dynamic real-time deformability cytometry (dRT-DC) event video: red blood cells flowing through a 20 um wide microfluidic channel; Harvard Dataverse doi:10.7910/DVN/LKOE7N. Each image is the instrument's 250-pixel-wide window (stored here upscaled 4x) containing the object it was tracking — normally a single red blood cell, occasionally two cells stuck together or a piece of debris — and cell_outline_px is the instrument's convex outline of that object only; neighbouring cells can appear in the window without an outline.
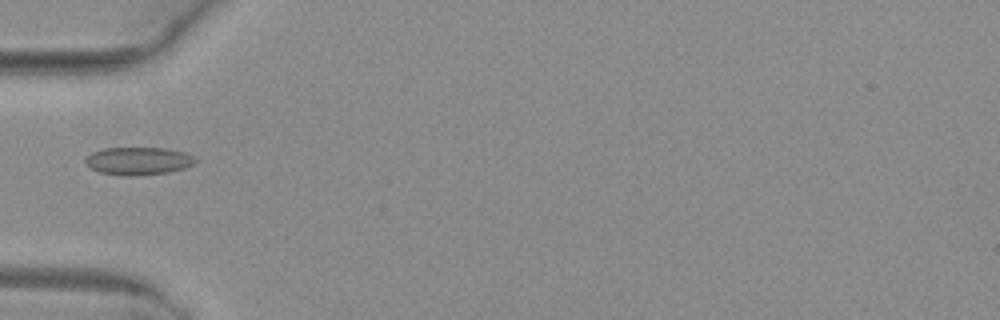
{"species": "common noctule bat (a hibernating species)", "species_latin": "Nyctalus noctula", "temperature_condition": "warm", "stored_images_in_passage": 5, "camera_frame_rate_fps": 3000, "um_per_image_px": 0.085, "animal": {"sex": "female", "body_mass_g": 29.2, "forearm_length_mm": 56.3}, "frame": {"image": 1, "passage_image": 5, "time_ms": 1.333, "image_size_px": [1000, 320], "cell_outline_px": [[196, 160], [192, 164], [184, 168], [168, 172], [136, 176], [128, 176], [100, 172], [84, 164], [84, 160], [92, 152], [104, 148], [168, 148], [184, 152], [192, 156]], "centroid_in_image_um": [11.73, 13.68], "position_along_channel_um": 73.3, "area_um2": 17.69}}